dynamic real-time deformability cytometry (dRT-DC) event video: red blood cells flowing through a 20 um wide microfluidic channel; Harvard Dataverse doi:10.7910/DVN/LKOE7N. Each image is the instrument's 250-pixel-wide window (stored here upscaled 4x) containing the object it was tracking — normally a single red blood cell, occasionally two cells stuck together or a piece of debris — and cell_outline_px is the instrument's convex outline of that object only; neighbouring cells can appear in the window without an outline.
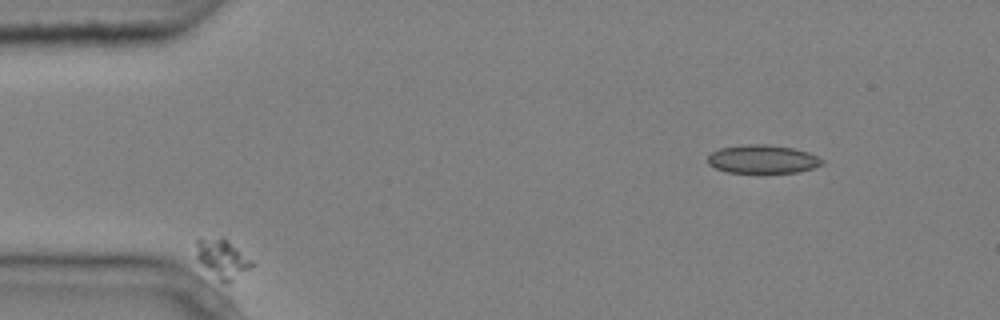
{"species": "common noctule bat (a hibernating species)", "species_latin": "Nyctalus noctula", "temperature_condition": "cold", "stored_images_in_passage": 4, "camera_frame_rate_fps": 3000, "um_per_image_px": 0.085, "animal": {"sex": "male", "body_mass_g": 20.4}, "frame": {"image": 1, "passage_image": 1, "time_ms": 0.0, "image_size_px": [1000, 320], "cell_outline_px": [[252, 264], [248, 268], [232, 280], [224, 284], [196, 256], [196, 240], [220, 236], [224, 236], [252, 260]], "centroid_in_image_um": [18.9, 21.91], "position_along_channel_um": 66.1, "area_um2": 12.02}}
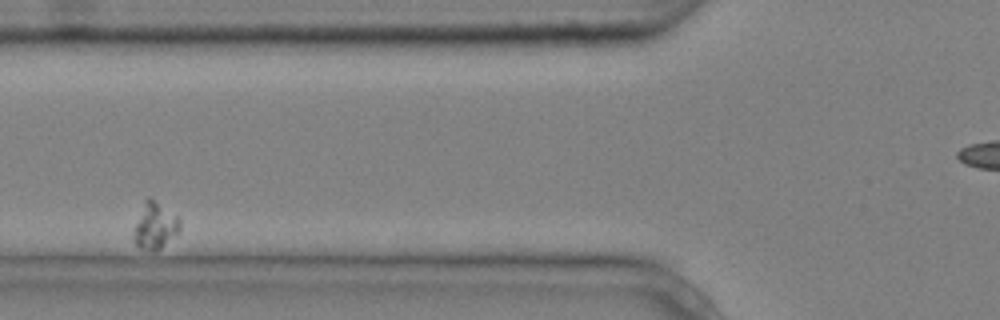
{"frame": {"image": 2, "passage_image": 2, "time_ms": 0.333, "image_size_px": [1000, 320], "cell_outline_px": [[180, 232], [160, 248], [152, 252], [140, 248], [136, 244], [132, 236], [144, 200], [148, 196], [176, 216], [180, 220]], "centroid_in_image_um": [13.17, 19.23], "position_along_channel_um": 112.6, "area_um2": 12.25}}